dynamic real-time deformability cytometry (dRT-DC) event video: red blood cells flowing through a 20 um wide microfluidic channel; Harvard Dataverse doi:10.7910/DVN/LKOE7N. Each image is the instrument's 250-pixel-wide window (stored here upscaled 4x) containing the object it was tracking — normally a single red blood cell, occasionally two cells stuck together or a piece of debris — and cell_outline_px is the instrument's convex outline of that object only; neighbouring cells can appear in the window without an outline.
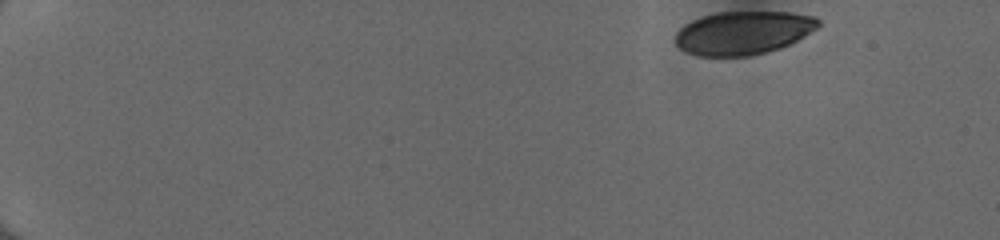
{"species": "human", "species_latin": "Homo sapiens", "temperature_condition": "cold", "stored_images_in_passage": 47, "camera_frame_rate_fps": 3000, "um_per_image_px": 0.085, "donor": {"sex": "female"}, "frame": {"image": 1, "passage_image": 1, "time_ms": 0.0, "image_size_px": [1000, 240], "cell_outline_px": [[820, 24], [816, 28], [804, 36], [780, 48], [768, 52], [752, 56], [696, 56], [680, 48], [676, 44], [676, 32], [684, 24], [692, 20], [716, 12], [788, 12], [816, 16], [820, 20]], "centroid_in_image_um": [63.17, 2.79], "position_along_channel_um": 21.8, "area_um2": 36.13}}
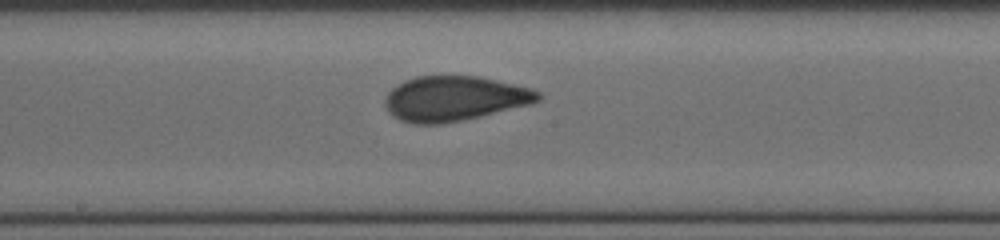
{"frame": {"image": 2, "passage_image": 26, "time_ms": 8.333, "image_size_px": [1000, 240], "cell_outline_px": [[544, 96], [540, 100], [532, 104], [480, 116], [460, 120], [436, 124], [416, 124], [400, 120], [388, 112], [384, 104], [384, 100], [388, 92], [392, 88], [404, 80], [416, 76], [480, 76], [532, 88], [540, 92]], "centroid_in_image_um": [38.64, 8.36], "position_along_channel_um": 209.6, "area_um2": 40.17}}
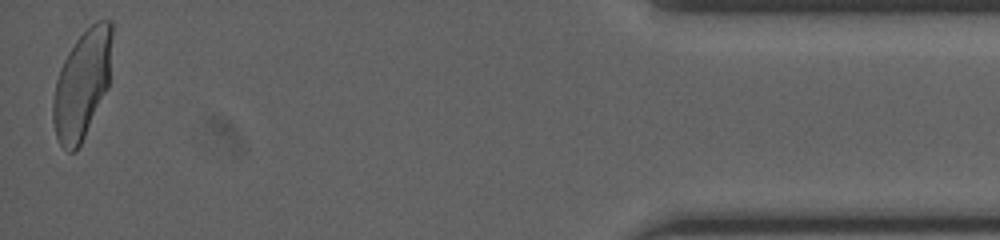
{"frame": {"image": 3, "passage_image": 47, "time_ms": 15.333, "image_size_px": [1000, 240], "cell_outline_px": [[112, 36], [108, 88], [76, 152], [68, 152], [60, 144], [56, 136], [52, 120], [52, 100], [56, 80], [60, 68], [68, 52], [76, 40], [96, 20], [112, 20]], "centroid_in_image_um": [6.96, 7.17], "position_along_channel_um": 428.2, "area_um2": 37.11}, "authors_computed_cell_mechanics": {"area_um2": 38.5526, "velocity_mm_per_s": 4.0454, "shape_relaxation_time_tau1_ms": 11.2469, "shape_relaxation_time_tau2_ms": 0.5887, "deformation_change_tau1": 0.2459, "deformation_change_tau2": 0.0677}}